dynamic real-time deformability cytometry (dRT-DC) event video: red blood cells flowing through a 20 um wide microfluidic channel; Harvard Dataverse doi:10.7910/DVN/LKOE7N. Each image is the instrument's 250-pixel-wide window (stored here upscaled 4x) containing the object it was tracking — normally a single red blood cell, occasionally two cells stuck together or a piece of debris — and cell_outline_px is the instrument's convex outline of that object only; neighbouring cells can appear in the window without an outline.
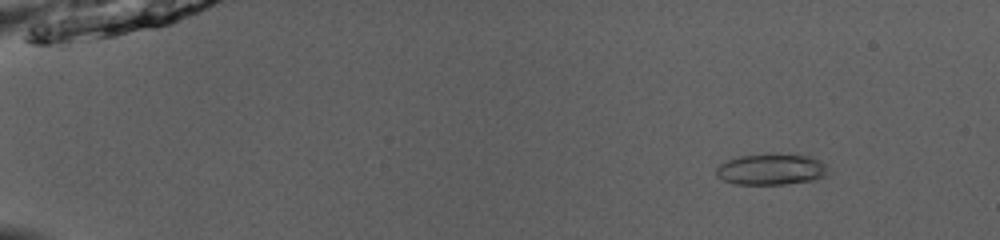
{"species": "common noctule bat (a hibernating species)", "species_latin": "Nyctalus noctula", "temperature_condition": "room temperature", "stored_images_in_passage": 52, "camera_frame_rate_fps": 3000, "um_per_image_px": 0.085, "animal": {"sex": "male", "body_mass_g": 13.0, "forearm_length_mm": 53.1}, "frame": {"image": 1, "passage_image": 7, "time_ms": 2.0, "image_size_px": [1000, 240], "cell_outline_px": [[828, 172], [824, 176], [812, 180], [784, 184], [732, 184], [716, 176], [716, 168], [720, 164], [732, 156], [768, 152], [808, 156], [820, 160], [824, 164]], "centroid_in_image_um": [65.48, 14.36], "position_along_channel_um": 19.5, "area_um2": 20.75}}
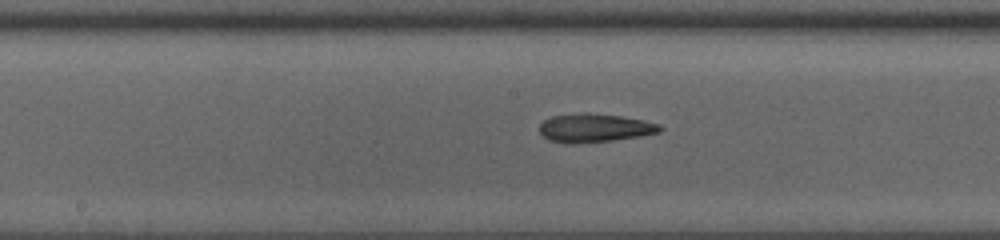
{"frame": {"image": 2, "passage_image": 29, "time_ms": 9.333, "image_size_px": [1000, 240], "cell_outline_px": [[664, 128], [660, 132], [640, 136], [612, 140], [572, 144], [564, 144], [548, 140], [540, 132], [540, 124], [544, 120], [552, 116], [584, 112], [588, 112], [620, 116], [644, 120], [660, 124]], "centroid_in_image_um": [50.54, 10.87], "position_along_channel_um": 197.7, "area_um2": 20.17}}
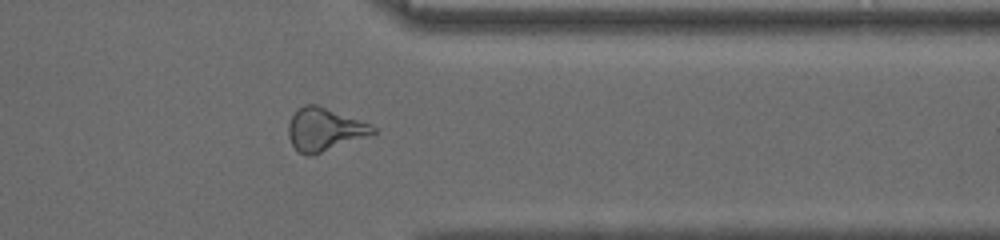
{"frame": {"image": 3, "passage_image": 43, "time_ms": 14.0, "image_size_px": [1000, 240], "cell_outline_px": [[376, 132], [312, 156], [308, 156], [300, 152], [292, 144], [288, 136], [288, 124], [292, 116], [304, 104], [316, 104], [368, 124], [376, 128]], "centroid_in_image_um": [27.52, 11.01], "position_along_channel_um": 383.9, "area_um2": 20.46}, "authors_computed_cell_mechanics": {"area_um2": 20.23, "velocity_mm_per_s": 4.0426, "shape_relaxation_time_tau1_ms": 8.2971, "shape_relaxation_time_tau2_ms": 4.1278, "deformation_change_tau1": 0.24, "deformation_change_tau2": 0.1665}}